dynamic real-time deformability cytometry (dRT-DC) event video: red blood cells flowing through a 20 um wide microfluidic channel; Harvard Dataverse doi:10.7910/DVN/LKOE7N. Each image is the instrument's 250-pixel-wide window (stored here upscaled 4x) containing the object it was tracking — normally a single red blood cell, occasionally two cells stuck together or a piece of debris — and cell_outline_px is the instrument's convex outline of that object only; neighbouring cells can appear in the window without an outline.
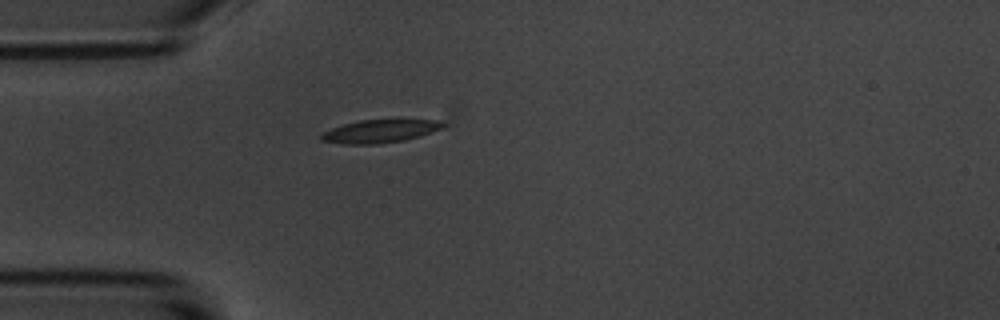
{"species": "common noctule bat (a hibernating species)", "species_latin": "Nyctalus noctula", "temperature_condition": "room temperature", "stored_images_in_passage": 6, "camera_frame_rate_fps": 3000, "um_per_image_px": 0.085, "animal": {"sex": "male", "body_mass_g": 20.1, "forearm_length_mm": 53.5}, "frame": {"image": 1, "passage_image": 6, "time_ms": 5.667, "image_size_px": [1000, 320], "cell_outline_px": [[444, 128], [420, 136], [404, 140], [380, 144], [344, 144], [320, 140], [320, 136], [324, 132], [332, 128], [344, 124], [360, 120], [396, 116], [400, 116], [436, 120], [444, 124]], "centroid_in_image_um": [32.39, 11.09], "position_along_channel_um": 52.6, "area_um2": 17.34}}